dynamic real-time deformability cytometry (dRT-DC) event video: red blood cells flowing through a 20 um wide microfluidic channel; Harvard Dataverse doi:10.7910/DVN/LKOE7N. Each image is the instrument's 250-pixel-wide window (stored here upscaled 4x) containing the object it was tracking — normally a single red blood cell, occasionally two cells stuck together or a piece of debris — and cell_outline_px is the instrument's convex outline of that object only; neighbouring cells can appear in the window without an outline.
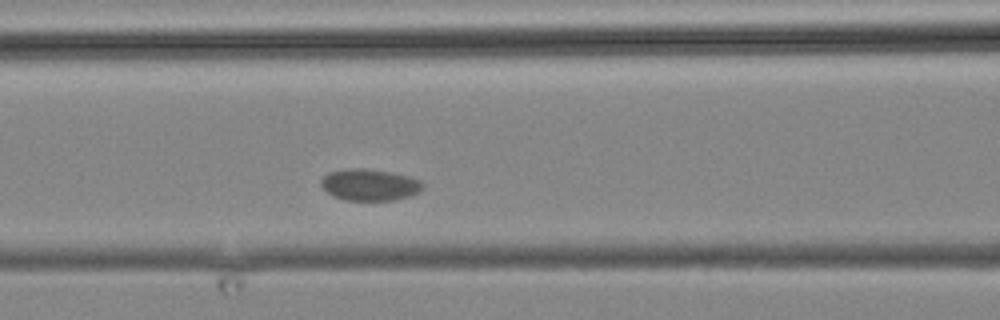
{"species": "common noctule bat (a hibernating species)", "species_latin": "Nyctalus noctula", "temperature_condition": "cold", "stored_images_in_passage": 8, "camera_frame_rate_fps": 3000, "um_per_image_px": 0.085, "animal": {"sex": "male", "body_mass_g": 19.2, "forearm_length_mm": 51.8}, "frame": {"image": 1, "passage_image": 7, "time_ms": 7.0, "image_size_px": [1000, 320], "cell_outline_px": [[424, 188], [420, 192], [412, 196], [392, 200], [344, 200], [332, 196], [320, 184], [320, 180], [328, 172], [348, 168], [364, 168], [392, 172], [408, 176], [420, 180], [424, 184]], "centroid_in_image_um": [31.44, 15.7], "position_along_channel_um": 135.2, "area_um2": 18.96}}